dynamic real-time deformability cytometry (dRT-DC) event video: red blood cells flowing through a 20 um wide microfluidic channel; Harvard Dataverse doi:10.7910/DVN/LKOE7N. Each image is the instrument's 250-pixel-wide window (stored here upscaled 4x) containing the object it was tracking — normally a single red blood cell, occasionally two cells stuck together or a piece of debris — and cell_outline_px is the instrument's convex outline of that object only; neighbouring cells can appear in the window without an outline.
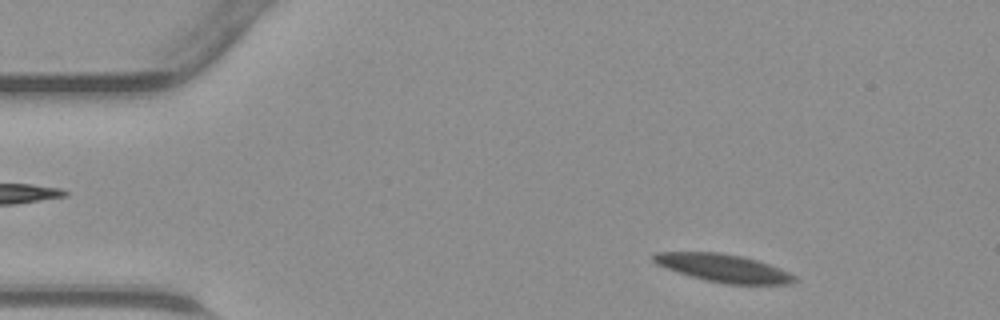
{"species": "common noctule bat (a hibernating species)", "species_latin": "Nyctalus noctula", "temperature_condition": "warm", "stored_images_in_passage": 45, "segment_of_instrument_passage": [1, 2], "camera_frame_rate_fps": 3000, "um_per_image_px": 0.085, "animal": {"sex": "male", "body_mass_g": 23.1, "forearm_length_mm": 52.7}, "frame": {"image": 1, "passage_image": 3, "time_ms": 0.667, "image_size_px": [1000, 320], "cell_outline_px": [[796, 280], [788, 284], [728, 284], [708, 280], [692, 276], [656, 264], [652, 260], [652, 256], [656, 252], [720, 252], [740, 256], [756, 260], [780, 268], [796, 276]], "centroid_in_image_um": [61.5, 22.78], "position_along_channel_um": 23.5, "area_um2": 22.48}}
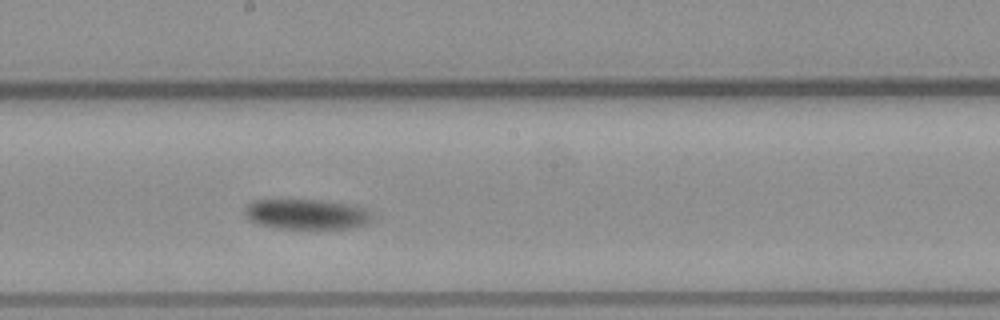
{"frame": {"image": 2, "passage_image": 22, "time_ms": 7.0, "image_size_px": [1000, 320], "cell_outline_px": [[380, 216], [368, 224], [356, 228], [308, 232], [276, 228], [256, 224], [248, 220], [244, 212], [244, 208], [252, 200], [320, 200], [356, 204]], "centroid_in_image_um": [26.19, 18.27], "position_along_channel_um": 222.0, "area_um2": 24.33}}
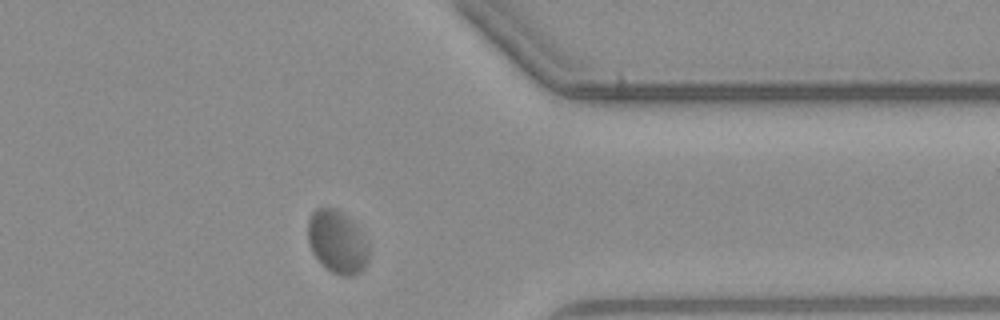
{"frame": {"image": 3, "passage_image": 34, "time_ms": 11.0, "image_size_px": [1000, 320], "cell_outline_px": [[368, 260], [364, 268], [360, 272], [352, 276], [340, 276], [332, 272], [312, 252], [308, 244], [308, 220], [312, 212], [316, 208], [336, 208], [344, 212], [352, 220], [368, 244]], "centroid_in_image_um": [28.66, 20.55], "position_along_channel_um": 382.7, "area_um2": 22.25}}